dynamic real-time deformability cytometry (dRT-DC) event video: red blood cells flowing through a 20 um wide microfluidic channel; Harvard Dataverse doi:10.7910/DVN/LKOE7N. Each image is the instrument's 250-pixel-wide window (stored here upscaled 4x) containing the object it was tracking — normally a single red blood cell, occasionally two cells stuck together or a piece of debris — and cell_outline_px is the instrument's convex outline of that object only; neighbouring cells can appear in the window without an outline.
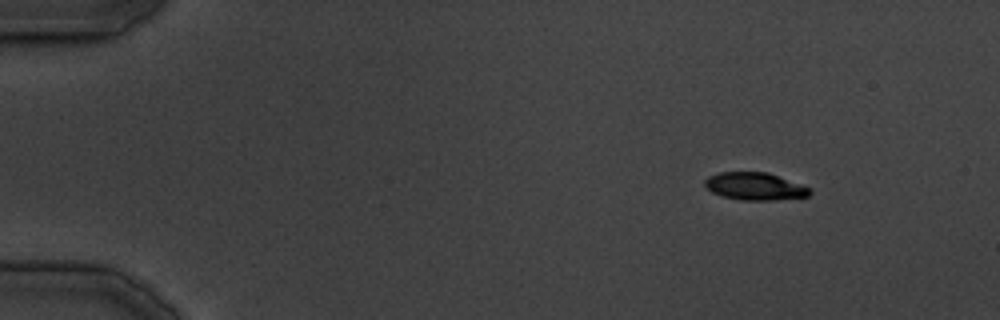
{"species": "common noctule bat (a hibernating species)", "species_latin": "Nyctalus noctula", "temperature_condition": "cold", "stored_images_in_passage": 24, "camera_frame_rate_fps": 3000, "um_per_image_px": 0.085, "animal": {"sex": "male", "body_mass_g": 19.5, "forearm_length_mm": 54.6}, "frame": {"image": 1, "passage_image": 1, "time_ms": 0.0, "image_size_px": [1000, 320], "cell_outline_px": [[812, 192], [808, 196], [772, 200], [740, 200], [720, 196], [712, 192], [704, 184], [704, 180], [708, 176], [720, 172], [768, 172], [808, 188]], "centroid_in_image_um": [64.1, 15.84], "position_along_channel_um": 20.9, "area_um2": 16.65}}